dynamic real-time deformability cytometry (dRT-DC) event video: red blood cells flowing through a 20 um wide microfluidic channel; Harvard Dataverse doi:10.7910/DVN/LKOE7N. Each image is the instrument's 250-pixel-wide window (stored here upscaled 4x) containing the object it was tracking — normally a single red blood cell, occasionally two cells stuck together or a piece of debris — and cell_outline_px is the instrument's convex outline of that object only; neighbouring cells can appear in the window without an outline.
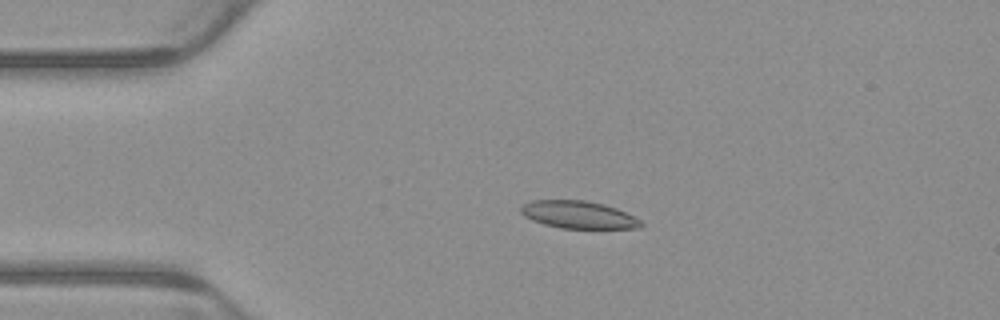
{"species": "common noctule bat (a hibernating species)", "species_latin": "Nyctalus noctula", "temperature_condition": "warm", "stored_images_in_passage": 4, "camera_frame_rate_fps": 3000, "um_per_image_px": 0.085, "animal": {"sex": "male", "body_mass_g": 23.1, "forearm_length_mm": 52.7}, "frame": {"image": 1, "passage_image": 3, "time_ms": 0.667, "image_size_px": [1000, 320], "cell_outline_px": [[644, 224], [640, 228], [560, 228], [544, 224], [532, 220], [524, 216], [520, 212], [520, 208], [524, 204], [532, 200], [584, 200], [604, 204], [616, 208], [640, 220]], "centroid_in_image_um": [49.14, 18.25], "position_along_channel_um": 35.9, "area_um2": 19.13}}